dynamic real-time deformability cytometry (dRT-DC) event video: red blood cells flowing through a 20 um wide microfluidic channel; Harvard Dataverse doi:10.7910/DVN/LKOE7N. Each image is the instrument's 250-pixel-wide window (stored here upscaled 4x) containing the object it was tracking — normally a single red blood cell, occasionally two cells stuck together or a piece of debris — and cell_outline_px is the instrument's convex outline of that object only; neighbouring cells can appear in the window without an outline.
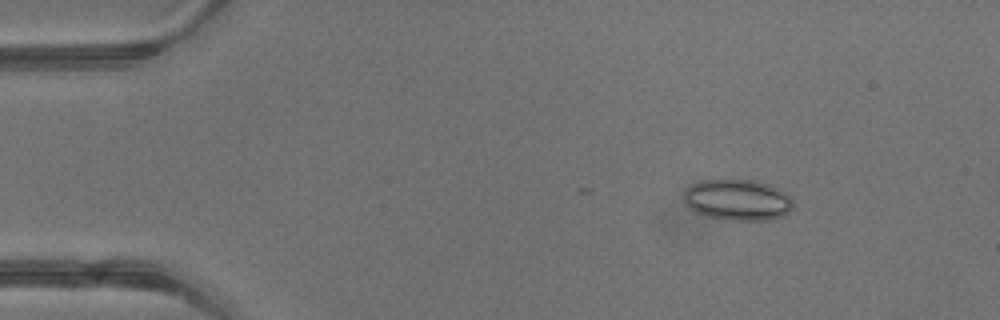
{"species": "common noctule bat (a hibernating species)", "species_latin": "Nyctalus noctula", "temperature_condition": "warm", "stored_images_in_passage": 5, "camera_frame_rate_fps": 3000, "um_per_image_px": 0.085, "animal": {"sex": "male", "body_mass_g": 13.3}, "frame": {"image": 1, "passage_image": 2, "time_ms": 0.333, "image_size_px": [1000, 320], "cell_outline_px": [[792, 208], [784, 216], [772, 220], [724, 220], [708, 216], [696, 212], [684, 200], [684, 192], [692, 184], [700, 180], [756, 180], [768, 184], [788, 192], [792, 196]], "centroid_in_image_um": [62.76, 16.99], "position_along_channel_um": 22.2, "area_um2": 26.3}}